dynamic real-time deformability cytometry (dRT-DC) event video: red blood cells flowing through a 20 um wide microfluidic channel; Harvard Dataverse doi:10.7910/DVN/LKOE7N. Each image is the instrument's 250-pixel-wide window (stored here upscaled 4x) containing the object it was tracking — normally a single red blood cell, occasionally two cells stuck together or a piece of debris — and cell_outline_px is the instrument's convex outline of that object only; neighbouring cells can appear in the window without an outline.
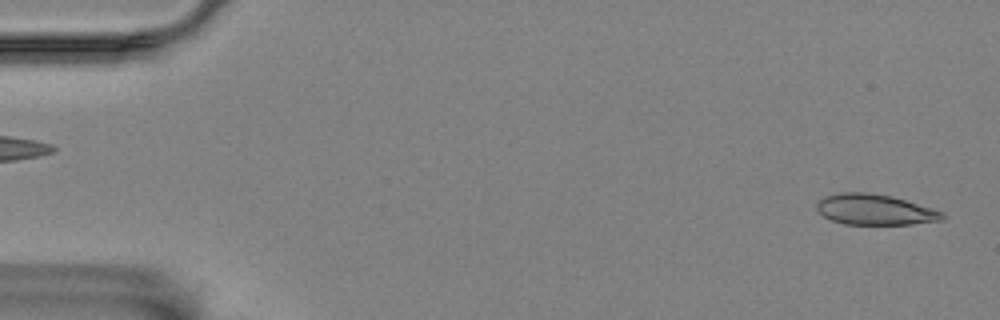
{"species": "Egyptian fruit bat (a non-hibernating species)", "species_latin": "Rousettus aegyptiacus", "temperature_condition": "room temperature", "stored_images_in_passage": 2, "segment_of_instrument_passage": [2, 2], "camera_frame_rate_fps": 3000, "um_per_image_px": 0.085, "animal": {"sex": "female"}, "frame": {"image": 1, "passage_image": 2, "time_ms": 1.333, "image_size_px": [1000, 320], "cell_outline_px": [[944, 220], [912, 224], [844, 224], [832, 220], [824, 216], [816, 208], [816, 204], [824, 196], [840, 192], [868, 192], [892, 196], [932, 208], [944, 212]], "centroid_in_image_um": [74.37, 17.81], "position_along_channel_um": 10.6, "area_um2": 22.43}}